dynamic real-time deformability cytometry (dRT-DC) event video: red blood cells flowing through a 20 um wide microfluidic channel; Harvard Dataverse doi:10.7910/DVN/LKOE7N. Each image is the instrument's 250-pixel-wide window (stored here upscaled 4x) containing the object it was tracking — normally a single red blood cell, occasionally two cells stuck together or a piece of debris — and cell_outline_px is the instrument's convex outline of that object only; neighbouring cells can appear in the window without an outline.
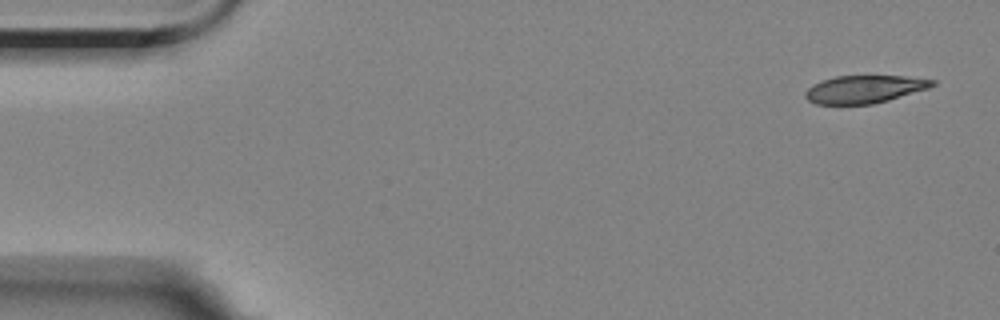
{"species": "Egyptian fruit bat (a non-hibernating species)", "species_latin": "Rousettus aegyptiacus", "temperature_condition": "room temperature", "stored_images_in_passage": 4, "camera_frame_rate_fps": 3000, "um_per_image_px": 0.085, "animal": {"sex": "female"}, "frame": {"image": 1, "passage_image": 1, "time_ms": 0.0, "image_size_px": [1000, 320], "cell_outline_px": [[936, 84], [928, 88], [888, 100], [872, 104], [816, 104], [808, 100], [804, 96], [804, 92], [812, 84], [836, 76], [904, 76], [936, 80]], "centroid_in_image_um": [73.46, 7.58], "position_along_channel_um": 11.5, "area_um2": 20.4}}
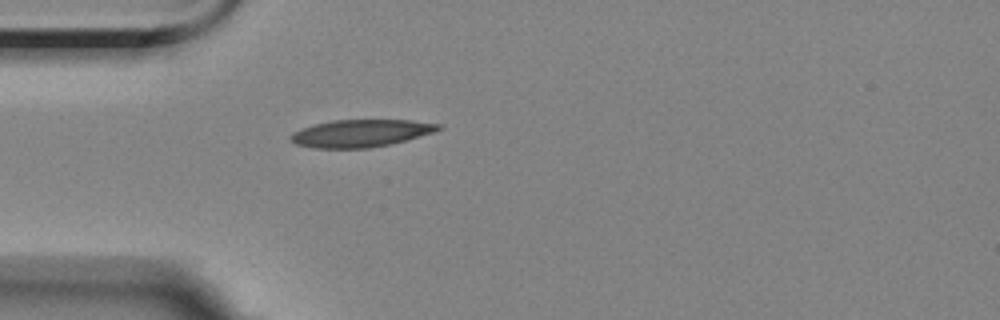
{"frame": {"image": 2, "passage_image": 4, "time_ms": 4.333, "image_size_px": [1000, 320], "cell_outline_px": [[444, 128], [436, 132], [388, 144], [368, 148], [316, 148], [296, 144], [288, 136], [292, 132], [300, 128], [332, 120], [412, 120], [444, 124]], "centroid_in_image_um": [30.7, 11.31], "position_along_channel_um": 54.3, "area_um2": 23.64}}